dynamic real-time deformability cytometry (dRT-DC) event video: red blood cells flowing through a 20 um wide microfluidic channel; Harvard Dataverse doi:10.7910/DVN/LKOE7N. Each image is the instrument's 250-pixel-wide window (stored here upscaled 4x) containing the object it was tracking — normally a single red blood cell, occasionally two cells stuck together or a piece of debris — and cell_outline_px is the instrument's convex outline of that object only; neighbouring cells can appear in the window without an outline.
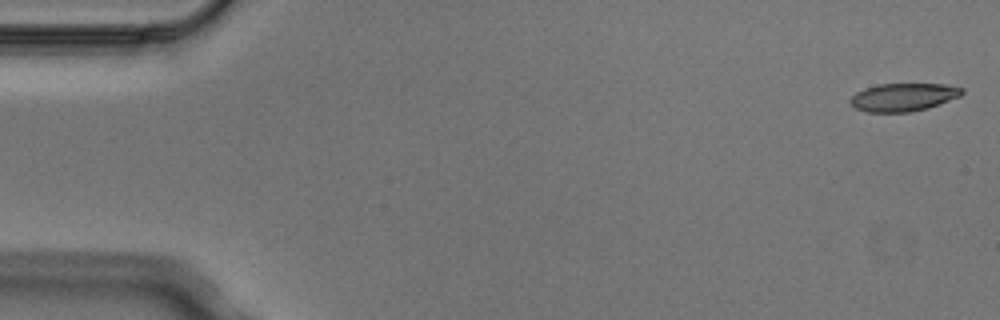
{"species": "Egyptian fruit bat (a non-hibernating species)", "species_latin": "Rousettus aegyptiacus", "temperature_condition": "cold", "stored_images_in_passage": 5, "camera_frame_rate_fps": 3000, "um_per_image_px": 0.085, "animal": {"sex": "male"}, "frame": {"image": 1, "passage_image": 1, "time_ms": 0.0, "image_size_px": [1000, 320], "cell_outline_px": [[964, 92], [960, 96], [928, 108], [908, 112], [868, 112], [856, 108], [848, 100], [856, 92], [864, 88], [880, 84], [944, 84], [964, 88]], "centroid_in_image_um": [76.78, 8.25], "position_along_channel_um": 8.2, "area_um2": 18.15}}